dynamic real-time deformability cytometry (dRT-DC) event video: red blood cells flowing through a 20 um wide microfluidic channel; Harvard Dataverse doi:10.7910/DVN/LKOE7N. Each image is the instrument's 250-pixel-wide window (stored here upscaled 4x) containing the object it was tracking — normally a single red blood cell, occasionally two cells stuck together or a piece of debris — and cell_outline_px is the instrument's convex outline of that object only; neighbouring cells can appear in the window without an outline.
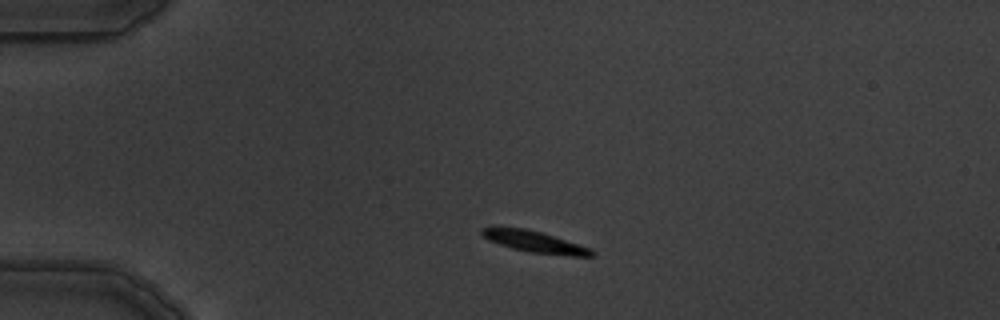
{"species": "common noctule bat (a hibernating species)", "species_latin": "Nyctalus noctula", "temperature_condition": "warm", "stored_images_in_passage": 5, "camera_frame_rate_fps": 3000, "um_per_image_px": 0.085, "animal": {"sex": "male", "body_mass_g": 19.5, "forearm_length_mm": 54.6}, "frame": {"image": 1, "passage_image": 3, "time_ms": 2.333, "image_size_px": [1000, 320], "cell_outline_px": [[596, 252], [592, 256], [572, 256], [528, 252], [512, 248], [488, 240], [480, 232], [480, 228], [524, 228], [540, 232], [588, 248]], "centroid_in_image_um": [45.43, 20.57], "position_along_channel_um": 39.6, "area_um2": 13.18}}
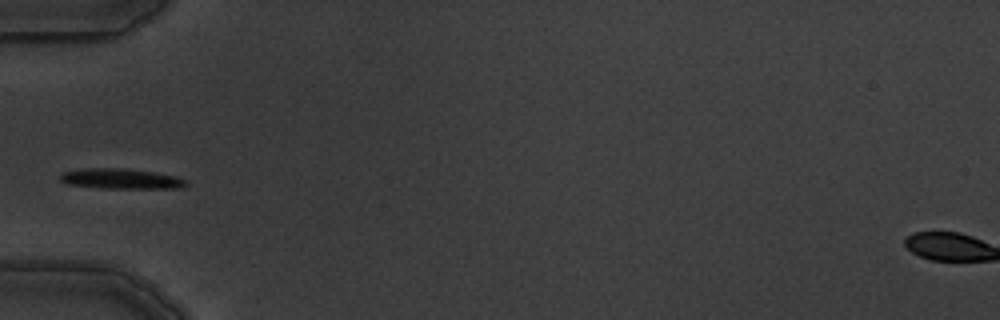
{"frame": {"image": 2, "passage_image": 5, "time_ms": 4.333, "image_size_px": [1000, 320], "cell_outline_px": [[188, 184], [184, 188], [100, 188], [68, 184], [60, 180], [60, 176], [64, 172], [80, 168], [120, 168], [152, 172], [176, 176], [188, 180]], "centroid_in_image_um": [10.31, 15.2], "position_along_channel_um": 74.7, "area_um2": 14.85}}